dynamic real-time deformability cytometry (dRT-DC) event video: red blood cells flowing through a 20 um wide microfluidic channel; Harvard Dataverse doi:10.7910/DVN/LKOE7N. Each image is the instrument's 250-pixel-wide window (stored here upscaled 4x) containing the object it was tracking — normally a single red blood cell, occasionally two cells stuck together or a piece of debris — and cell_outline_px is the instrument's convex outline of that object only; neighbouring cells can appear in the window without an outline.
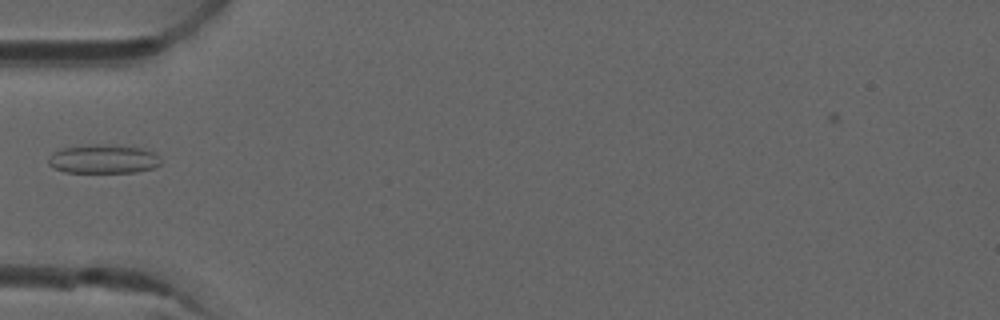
{"species": "common noctule bat (a hibernating species)", "species_latin": "Nyctalus noctula", "temperature_condition": "room temperature", "stored_images_in_passage": 6, "camera_frame_rate_fps": 3000, "um_per_image_px": 0.085, "animal": {"sex": "male", "forearm_length_mm": 52.5}, "frame": {"image": 1, "passage_image": 5, "time_ms": 1.333, "image_size_px": [1000, 320], "cell_outline_px": [[160, 164], [152, 168], [136, 172], [64, 172], [52, 168], [48, 164], [48, 160], [52, 152], [60, 148], [96, 144], [140, 148], [152, 152], [160, 160]], "centroid_in_image_um": [8.7, 13.53], "position_along_channel_um": 76.3, "area_um2": 18.67}}